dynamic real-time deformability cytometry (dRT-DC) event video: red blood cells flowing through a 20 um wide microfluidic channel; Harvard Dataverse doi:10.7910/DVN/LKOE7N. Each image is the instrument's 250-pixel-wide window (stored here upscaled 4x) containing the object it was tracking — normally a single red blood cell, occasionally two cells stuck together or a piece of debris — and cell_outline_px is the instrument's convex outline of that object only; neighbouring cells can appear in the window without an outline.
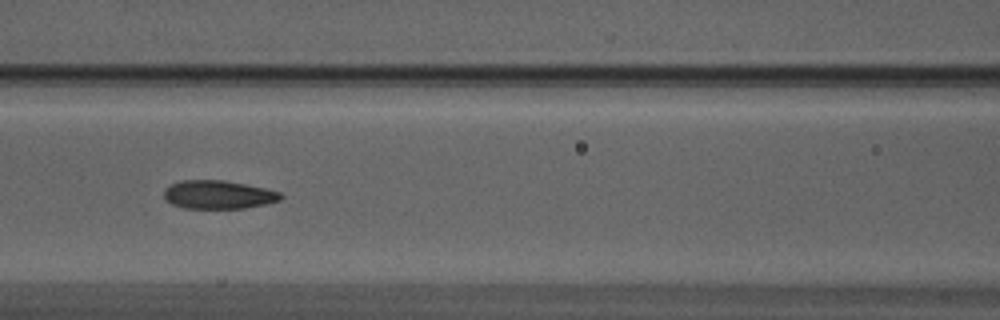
{"species": "Egyptian fruit bat (a non-hibernating species)", "species_latin": "Rousettus aegyptiacus", "temperature_condition": "warm", "stored_images_in_passage": 18, "camera_frame_rate_fps": 3000, "um_per_image_px": 0.085, "animal": {"sex": "male"}, "frame": {"image": 1, "passage_image": 8, "time_ms": 2.333, "image_size_px": [1000, 320], "cell_outline_px": [[284, 196], [280, 200], [264, 204], [244, 208], [184, 208], [172, 204], [164, 196], [164, 188], [180, 180], [224, 180], [264, 188], [280, 192]], "centroid_in_image_um": [18.55, 16.54], "position_along_channel_um": 148.1, "area_um2": 19.19}}
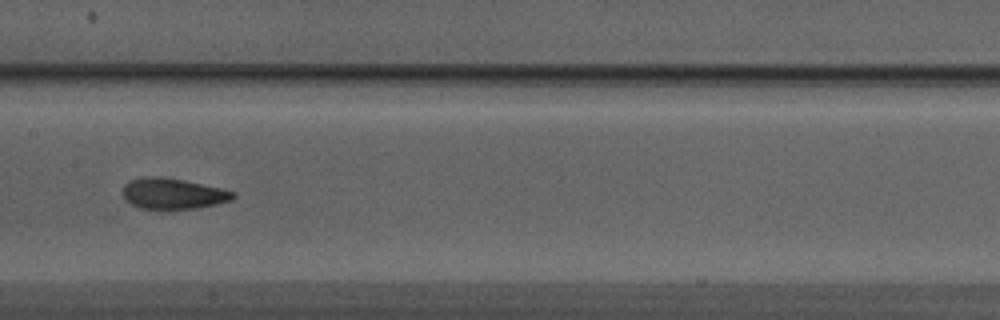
{"frame": {"image": 2, "passage_image": 11, "time_ms": 3.333, "image_size_px": [1000, 320], "cell_outline_px": [[236, 196], [232, 200], [216, 204], [196, 208], [140, 208], [132, 204], [124, 196], [124, 184], [128, 180], [144, 176], [160, 176], [184, 180], [220, 188], [236, 192]], "centroid_in_image_um": [14.72, 16.43], "position_along_channel_um": 192.7, "area_um2": 19.59}}
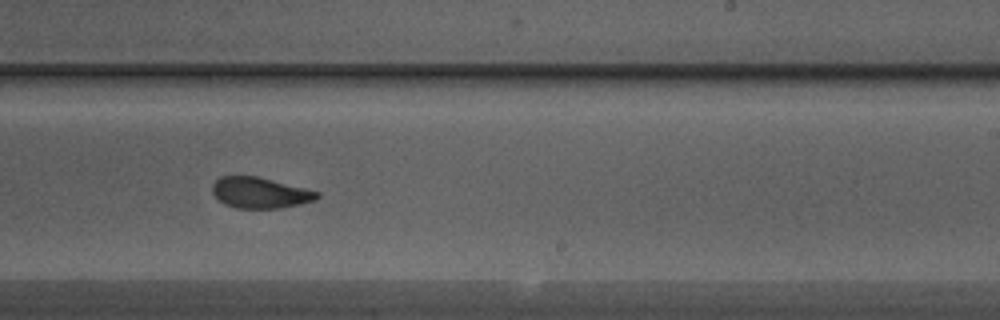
{"frame": {"image": 3, "passage_image": 16, "time_ms": 5.0, "image_size_px": [1000, 320], "cell_outline_px": [[320, 196], [316, 200], [300, 204], [280, 208], [236, 208], [224, 204], [212, 192], [212, 184], [220, 176], [256, 176], [320, 192]], "centroid_in_image_um": [22.1, 16.39], "position_along_channel_um": 266.9, "area_um2": 18.73}}